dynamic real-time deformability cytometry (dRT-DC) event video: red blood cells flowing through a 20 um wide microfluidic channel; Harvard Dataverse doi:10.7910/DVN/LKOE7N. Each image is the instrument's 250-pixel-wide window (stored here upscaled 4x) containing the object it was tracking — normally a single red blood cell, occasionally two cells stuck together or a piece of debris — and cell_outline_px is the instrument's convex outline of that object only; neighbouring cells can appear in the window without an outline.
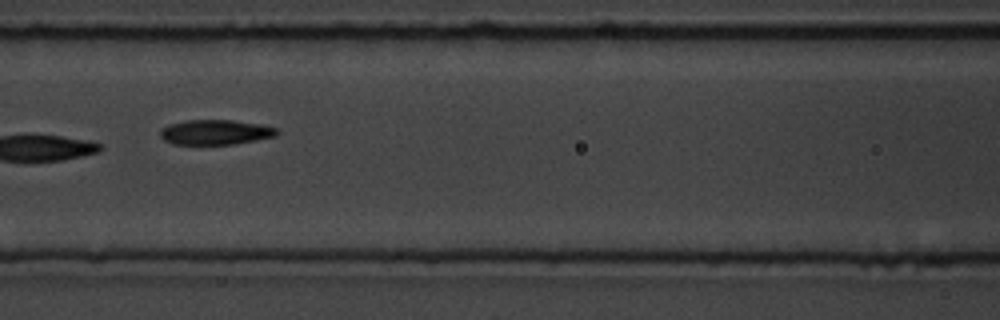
{"species": "common noctule bat (a hibernating species)", "species_latin": "Nyctalus noctula", "temperature_condition": "room temperature", "stored_images_in_passage": 9, "camera_frame_rate_fps": 3000, "um_per_image_px": 0.085, "animal": {"sex": "male", "body_mass_g": 19.5, "forearm_length_mm": 54.6}, "frame": {"image": 1, "passage_image": 6, "time_ms": 1.667, "image_size_px": [1000, 320], "cell_outline_px": [[280, 132], [276, 136], [256, 140], [232, 144], [172, 144], [164, 140], [160, 136], [160, 128], [168, 124], [184, 120], [232, 120], [260, 124], [280, 128]], "centroid_in_image_um": [18.32, 11.23], "position_along_channel_um": 148.3, "area_um2": 17.17}}